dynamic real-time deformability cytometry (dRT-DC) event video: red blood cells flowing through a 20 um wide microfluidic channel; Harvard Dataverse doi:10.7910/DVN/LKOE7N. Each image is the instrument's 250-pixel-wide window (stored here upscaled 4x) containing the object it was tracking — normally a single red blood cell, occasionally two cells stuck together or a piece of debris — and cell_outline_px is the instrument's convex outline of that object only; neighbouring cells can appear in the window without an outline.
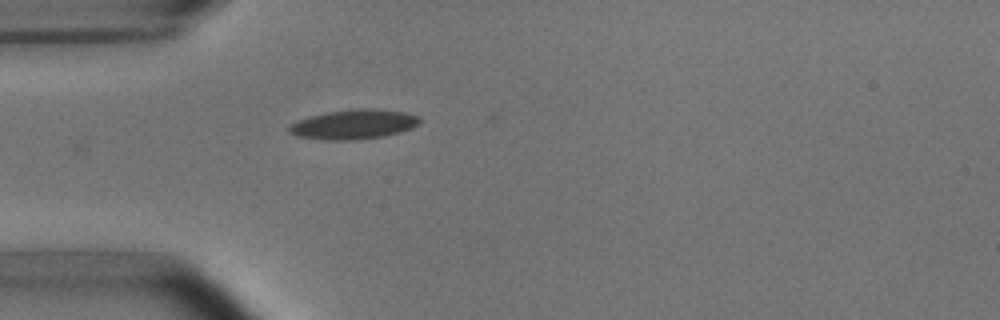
{"species": "common noctule bat (a hibernating species)", "species_latin": "Nyctalus noctula", "temperature_condition": "room temperature", "stored_images_in_passage": 3, "camera_frame_rate_fps": 3000, "um_per_image_px": 0.085, "animal": {"sex": "male", "body_mass_g": 15.6}, "frame": {"image": 1, "passage_image": 3, "time_ms": 2.333, "image_size_px": [1000, 320], "cell_outline_px": [[420, 124], [412, 128], [384, 136], [352, 140], [328, 140], [296, 136], [288, 132], [288, 128], [292, 124], [300, 120], [312, 116], [328, 112], [360, 108], [372, 108], [404, 112], [420, 116]], "centroid_in_image_um": [30.1, 10.57], "position_along_channel_um": 54.9, "area_um2": 22.31}}